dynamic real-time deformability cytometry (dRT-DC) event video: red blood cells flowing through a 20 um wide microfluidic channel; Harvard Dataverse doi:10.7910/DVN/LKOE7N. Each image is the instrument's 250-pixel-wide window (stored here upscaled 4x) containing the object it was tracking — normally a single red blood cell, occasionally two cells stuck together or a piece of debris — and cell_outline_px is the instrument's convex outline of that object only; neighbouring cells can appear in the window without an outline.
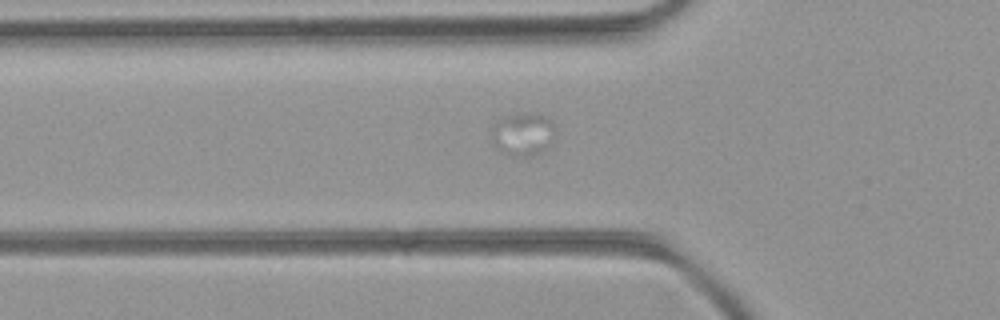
{"species": "common noctule bat (a hibernating species)", "species_latin": "Nyctalus noctula", "temperature_condition": "room temperature", "stored_images_in_passage": 17, "camera_frame_rate_fps": 3000, "um_per_image_px": 0.085, "animal": {"sex": "female", "body_mass_g": 21.9}, "frame": {"image": 1, "passage_image": 9, "time_ms": 2.667, "image_size_px": [1000, 320], "cell_outline_px": [[556, 128], [548, 148], [532, 156], [512, 156], [496, 148], [492, 144], [492, 128], [500, 120], [508, 116], [524, 112], [536, 112], [552, 120]], "centroid_in_image_um": [44.48, 11.4], "position_along_channel_um": 81.3, "area_um2": 16.01}}
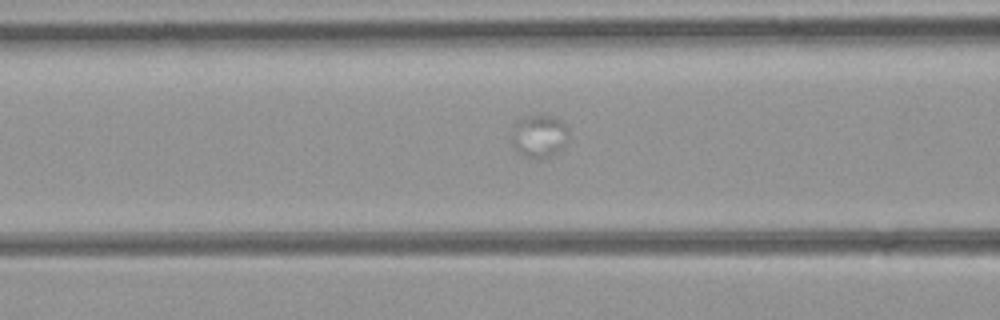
{"frame": {"image": 2, "passage_image": 12, "time_ms": 3.667, "image_size_px": [1000, 320], "cell_outline_px": [[568, 136], [564, 148], [552, 156], [540, 160], [524, 156], [512, 144], [512, 124], [520, 116], [552, 116], [560, 120], [568, 128]], "centroid_in_image_um": [45.82, 11.58], "position_along_channel_um": 120.8, "area_um2": 14.51}}
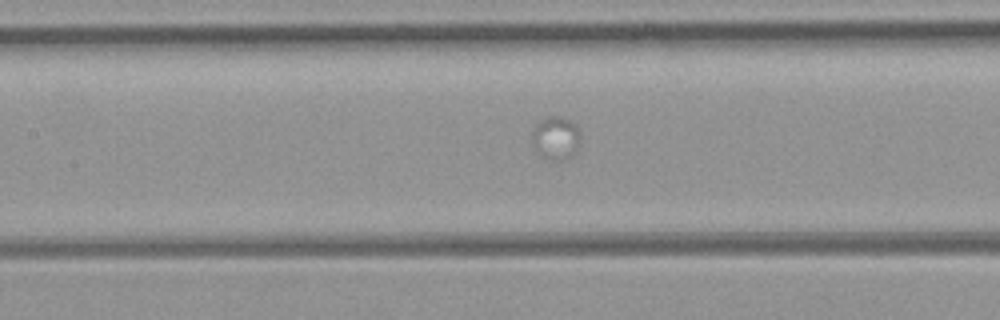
{"frame": {"image": 3, "passage_image": 15, "time_ms": 4.667, "image_size_px": [1000, 320], "cell_outline_px": [[580, 136], [576, 152], [572, 156], [560, 160], [548, 160], [536, 148], [532, 140], [532, 132], [536, 124], [540, 120], [548, 116], [564, 116], [576, 124]], "centroid_in_image_um": [47.27, 11.69], "position_along_channel_um": 160.1, "area_um2": 12.08}}